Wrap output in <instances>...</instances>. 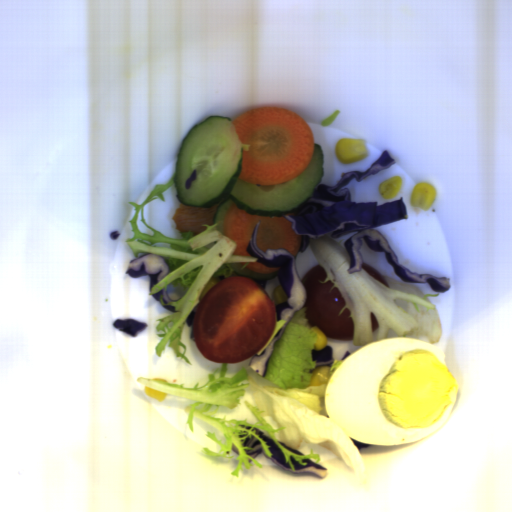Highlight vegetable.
<instances>
[{
  "mask_svg": "<svg viewBox=\"0 0 512 512\" xmlns=\"http://www.w3.org/2000/svg\"><path fill=\"white\" fill-rule=\"evenodd\" d=\"M317 342V332L311 330L307 321L306 308L293 312L288 319L285 329L277 342L267 362L266 373L263 378L274 385H262L256 381L244 367L233 376H226L229 370L228 363H221L213 373H208L207 381L200 385L196 382L194 387H185L184 384L163 382L152 378L138 377L137 382L158 390L160 392L188 398L194 403L186 405V424L194 433V417L204 421L217 429L226 439L222 443L216 432H206L207 437L220 446L218 452L207 447L202 448L204 454L213 457L233 458L230 455L232 446L237 449L239 461L232 476L239 478V471L251 469L252 463L259 469L262 464L247 454L252 448L244 445L249 436L257 438L268 458L273 455L271 446L267 444L253 428L266 431L278 448L281 450L286 464L295 471L291 457L306 466L303 460L315 459L319 464L320 455H298L285 448L277 439L275 433L284 441L287 447L297 450L301 443L319 445L336 454L342 459L352 472L363 474L365 467L363 457L357 445L348 434L332 423L322 414L321 398L324 397L327 385L310 386L312 371L316 369V362L312 354ZM246 387H251L256 405L245 402L248 409L258 419L256 424H249L246 420H226L215 418L220 405L236 408L245 395Z\"/></svg>",
  "mask_w": 512,
  "mask_h": 512,
  "instance_id": "1",
  "label": "vegetable"
},
{
  "mask_svg": "<svg viewBox=\"0 0 512 512\" xmlns=\"http://www.w3.org/2000/svg\"><path fill=\"white\" fill-rule=\"evenodd\" d=\"M175 185L174 175L167 183L155 184L153 191L141 204L128 201L135 208V214L128 223L131 226L132 238L126 240L127 246L135 258L139 253H152L161 256L168 266V273L152 288L148 296H153L170 285L180 286L185 294L177 301L165 303L163 295L159 299L162 306H173L174 312L166 317L158 318L155 326L156 336L161 338L155 346L158 357L166 347H170L176 358L186 364L192 363L187 358L188 348L181 341L182 330L187 317L201 302L200 295L211 278L225 276L229 278L235 271L231 263H255L256 257L233 255L237 244L228 238L217 223H202L205 230L194 236V232H180V238L169 237L148 225L145 221V206L148 202L160 199L165 202L164 193ZM141 209V220L153 232L152 237L141 233L136 227V217Z\"/></svg>",
  "mask_w": 512,
  "mask_h": 512,
  "instance_id": "2",
  "label": "vegetable"
},
{
  "mask_svg": "<svg viewBox=\"0 0 512 512\" xmlns=\"http://www.w3.org/2000/svg\"><path fill=\"white\" fill-rule=\"evenodd\" d=\"M311 250L324 267L327 277L321 284L332 281L330 292L337 288L349 318L353 321V343L365 346L374 342L371 312L377 325V340L387 338L389 330L398 335L422 338L435 345L442 337V325L437 308L421 288L383 275L388 287L373 277L362 266L357 272H349L351 258L344 245L332 238L330 232L310 237Z\"/></svg>",
  "mask_w": 512,
  "mask_h": 512,
  "instance_id": "3",
  "label": "vegetable"
},
{
  "mask_svg": "<svg viewBox=\"0 0 512 512\" xmlns=\"http://www.w3.org/2000/svg\"><path fill=\"white\" fill-rule=\"evenodd\" d=\"M286 324V320L280 319L275 321V327L273 329V332L271 336L269 337L268 341L256 352V356H261L263 352L266 350V348L269 346V344L272 342V340L275 338V336L278 334V332L283 328V326Z\"/></svg>",
  "mask_w": 512,
  "mask_h": 512,
  "instance_id": "4",
  "label": "vegetable"
},
{
  "mask_svg": "<svg viewBox=\"0 0 512 512\" xmlns=\"http://www.w3.org/2000/svg\"><path fill=\"white\" fill-rule=\"evenodd\" d=\"M342 361L341 360H338V359H333V363L328 365L329 368H330V373H329V376L332 375L334 373V371L340 367L342 365Z\"/></svg>",
  "mask_w": 512,
  "mask_h": 512,
  "instance_id": "5",
  "label": "vegetable"
}]
</instances>
